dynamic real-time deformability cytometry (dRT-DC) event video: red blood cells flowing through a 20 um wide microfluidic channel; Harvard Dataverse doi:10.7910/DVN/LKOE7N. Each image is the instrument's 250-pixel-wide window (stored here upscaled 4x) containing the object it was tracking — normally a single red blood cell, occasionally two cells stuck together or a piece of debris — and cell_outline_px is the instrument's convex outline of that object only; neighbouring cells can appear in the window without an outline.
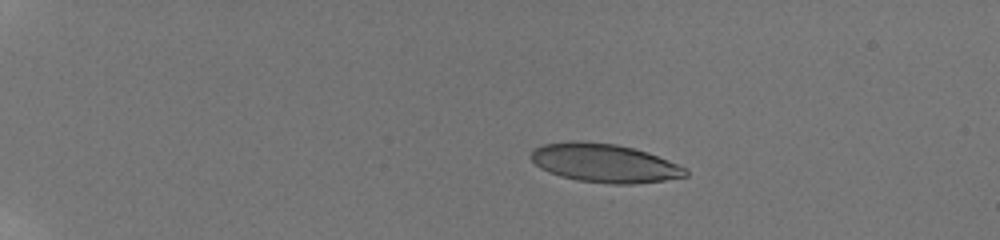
{"species": "human", "species_latin": "Homo sapiens", "temperature_condition": "room temperature", "stored_images_in_passage": 12, "camera_frame_rate_fps": 3000, "um_per_image_px": 0.085, "donor": {"sex": "male"}, "frame": {"image": 1, "passage_image": 1, "time_ms": 0.0, "image_size_px": [1000, 240], "cell_outline_px": [[688, 176], [664, 180], [632, 184], [612, 184], [576, 180], [560, 176], [540, 168], [528, 156], [532, 148], [544, 144], [568, 140], [580, 140], [616, 144], [648, 152], [688, 168]], "centroid_in_image_um": [51.35, 13.85], "position_along_channel_um": 33.6, "area_um2": 35.14}}